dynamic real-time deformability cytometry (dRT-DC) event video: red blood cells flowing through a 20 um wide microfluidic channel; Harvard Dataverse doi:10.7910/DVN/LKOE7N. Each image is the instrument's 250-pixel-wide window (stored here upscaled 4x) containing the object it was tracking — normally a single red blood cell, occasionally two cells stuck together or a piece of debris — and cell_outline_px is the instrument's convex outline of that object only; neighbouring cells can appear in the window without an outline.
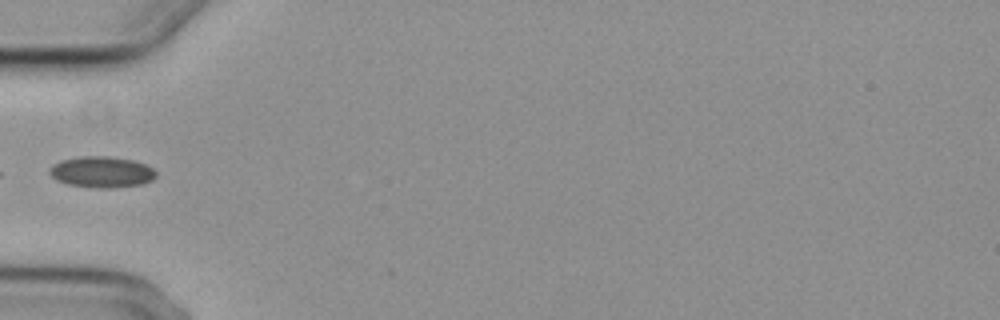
{"species": "common noctule bat (a hibernating species)", "species_latin": "Nyctalus noctula", "temperature_condition": "cold", "stored_images_in_passage": 2, "camera_frame_rate_fps": 3000, "um_per_image_px": 0.085, "animal": {"sex": "female", "body_mass_g": 29.2, "forearm_length_mm": 56.3}, "frame": {"image": 1, "passage_image": 1, "time_ms": 0.0, "image_size_px": [1000, 320], "cell_outline_px": [[156, 176], [152, 180], [140, 184], [108, 188], [100, 188], [68, 184], [56, 180], [48, 172], [48, 168], [52, 164], [60, 160], [80, 156], [108, 156], [132, 160], [144, 164], [152, 168], [156, 172]], "centroid_in_image_um": [8.59, 14.61], "position_along_channel_um": 76.4, "area_um2": 19.25}}
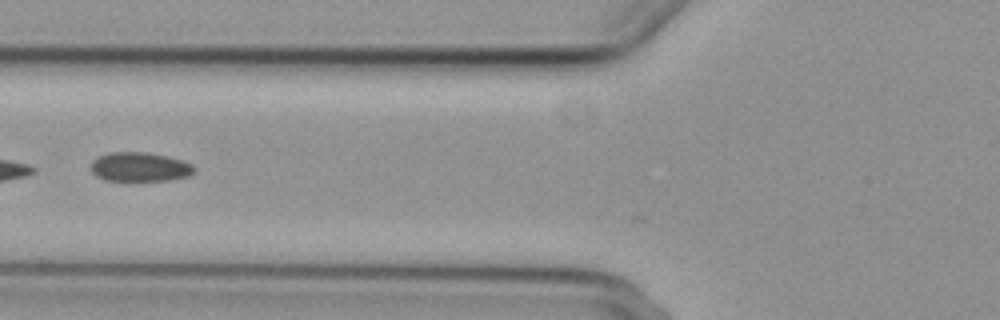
{"frame": {"image": 2, "passage_image": 2, "time_ms": 1.0, "image_size_px": [1000, 320], "cell_outline_px": [[196, 172], [188, 176], [172, 180], [128, 184], [104, 180], [96, 176], [92, 172], [92, 160], [100, 156], [112, 152], [148, 152], [168, 156], [184, 160], [192, 164], [196, 168]], "centroid_in_image_um": [11.92, 14.25], "position_along_channel_um": 113.9, "area_um2": 18.67}}